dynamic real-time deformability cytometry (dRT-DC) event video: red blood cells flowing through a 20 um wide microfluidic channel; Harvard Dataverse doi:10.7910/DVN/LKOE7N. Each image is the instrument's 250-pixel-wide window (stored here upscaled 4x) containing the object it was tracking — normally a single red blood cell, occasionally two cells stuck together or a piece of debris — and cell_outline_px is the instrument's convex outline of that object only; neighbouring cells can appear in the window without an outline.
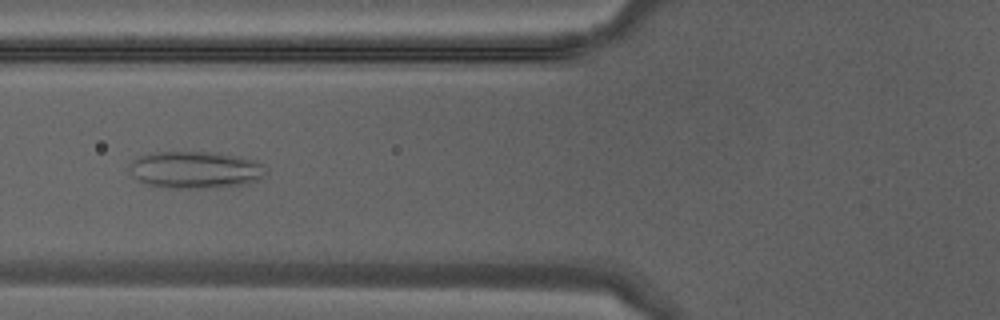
{"species": "Egyptian fruit bat (a non-hibernating species)", "species_latin": "Rousettus aegyptiacus", "temperature_condition": "warm", "stored_images_in_passage": 36, "camera_frame_rate_fps": 3000, "um_per_image_px": 0.085, "animal": {"sex": "male"}, "frame": {"image": 1, "passage_image": 11, "time_ms": 3.333, "image_size_px": [1000, 320], "cell_outline_px": [[268, 172], [264, 176], [256, 180], [244, 184], [204, 188], [176, 188], [148, 184], [140, 180], [128, 168], [132, 160], [140, 156], [152, 152], [212, 152], [240, 156], [256, 160]], "centroid_in_image_um": [16.63, 14.42], "position_along_channel_um": 109.2, "area_um2": 29.19}}
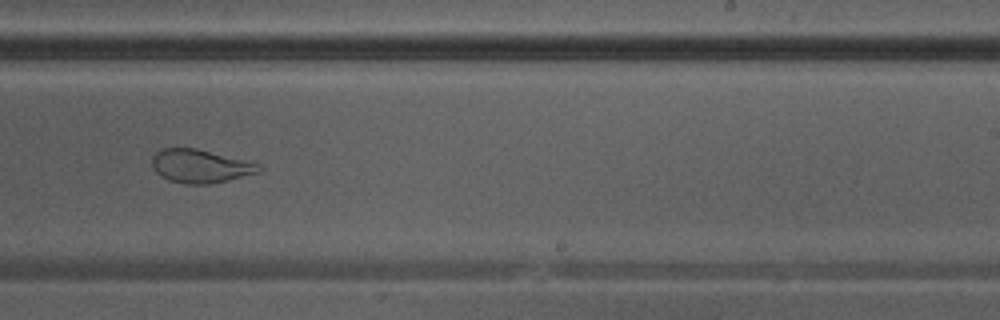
{"frame": {"image": 2, "passage_image": 21, "time_ms": 6.667, "image_size_px": [1000, 320], "cell_outline_px": [[264, 168], [260, 172], [228, 180], [208, 184], [184, 184], [168, 180], [160, 176], [152, 168], [152, 156], [156, 152], [164, 148], [196, 148], [252, 160], [260, 164]], "centroid_in_image_um": [17.08, 14.11], "position_along_channel_um": 271.9, "area_um2": 21.27}}
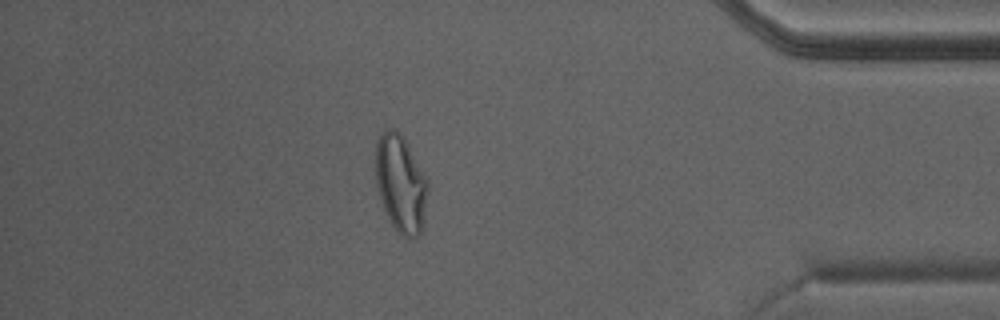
{"frame": {"image": 3, "passage_image": 31, "time_ms": 10.0, "image_size_px": [1000, 320], "cell_outline_px": [[428, 192], [424, 224], [420, 236], [408, 240], [400, 236], [396, 232], [388, 220], [376, 184], [376, 140], [380, 132], [388, 128], [392, 128], [404, 140], [428, 180]], "centroid_in_image_um": [34.07, 15.71], "position_along_channel_um": 401.1, "area_um2": 29.88}}